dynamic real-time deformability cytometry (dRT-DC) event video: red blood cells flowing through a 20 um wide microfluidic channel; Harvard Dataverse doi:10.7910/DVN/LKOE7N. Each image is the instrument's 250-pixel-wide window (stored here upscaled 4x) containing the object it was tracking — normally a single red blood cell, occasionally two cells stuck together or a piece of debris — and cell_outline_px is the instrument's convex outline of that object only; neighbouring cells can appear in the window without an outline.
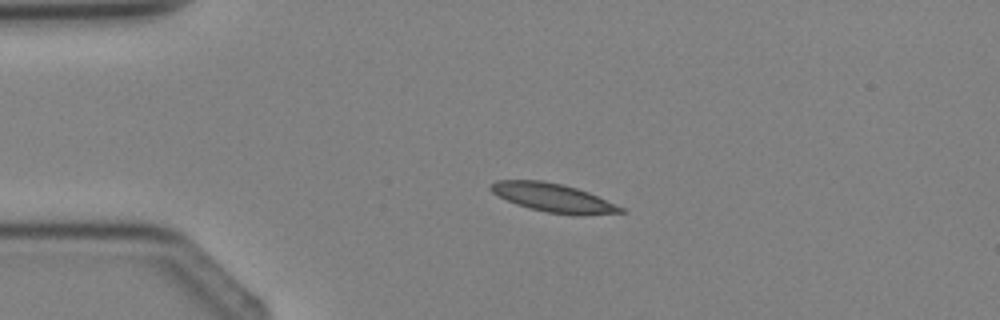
{"species": "Egyptian fruit bat (a non-hibernating species)", "species_latin": "Rousettus aegyptiacus", "temperature_condition": "cold", "stored_images_in_passage": 2, "camera_frame_rate_fps": 3000, "um_per_image_px": 0.085, "animal": {"sex": "female"}, "frame": {"image": 1, "passage_image": 2, "time_ms": 1.333, "image_size_px": [1000, 320], "cell_outline_px": [[628, 212], [576, 216], [572, 216], [548, 212], [516, 204], [492, 192], [488, 188], [496, 180], [544, 180], [576, 188], [588, 192], [624, 208]], "centroid_in_image_um": [47.05, 16.81], "position_along_channel_um": 37.9, "area_um2": 21.5}}